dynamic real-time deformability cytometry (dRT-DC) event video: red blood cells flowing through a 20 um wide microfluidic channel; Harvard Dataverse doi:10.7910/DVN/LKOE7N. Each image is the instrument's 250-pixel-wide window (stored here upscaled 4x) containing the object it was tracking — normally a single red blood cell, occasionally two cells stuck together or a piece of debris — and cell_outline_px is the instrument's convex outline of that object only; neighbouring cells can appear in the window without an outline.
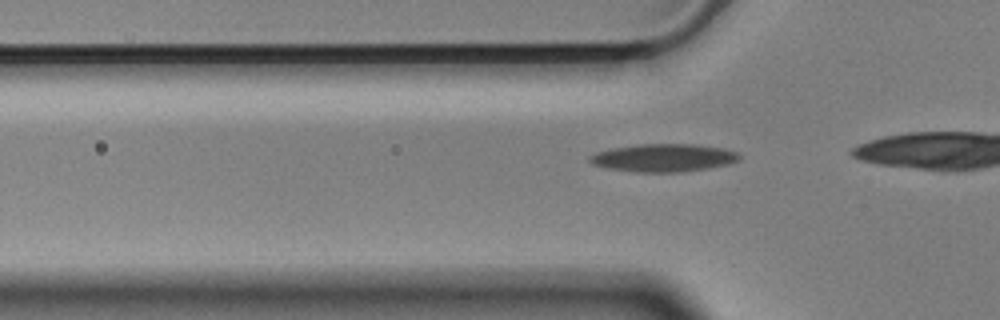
{"species": "Egyptian fruit bat (a non-hibernating species)", "species_latin": "Rousettus aegyptiacus", "temperature_condition": "cold", "stored_images_in_passage": 20, "camera_frame_rate_fps": 3000, "um_per_image_px": 0.085, "animal": {"sex": "male"}, "frame": {"image": 1, "passage_image": 14, "time_ms": 4.333, "image_size_px": [1000, 320], "cell_outline_px": [[740, 156], [736, 160], [728, 164], [704, 168], [676, 172], [636, 172], [612, 168], [592, 164], [588, 160], [588, 156], [596, 152], [612, 148], [636, 144], [692, 144], [720, 148], [736, 152]], "centroid_in_image_um": [56.33, 13.4], "position_along_channel_um": 69.5, "area_um2": 23.81}}
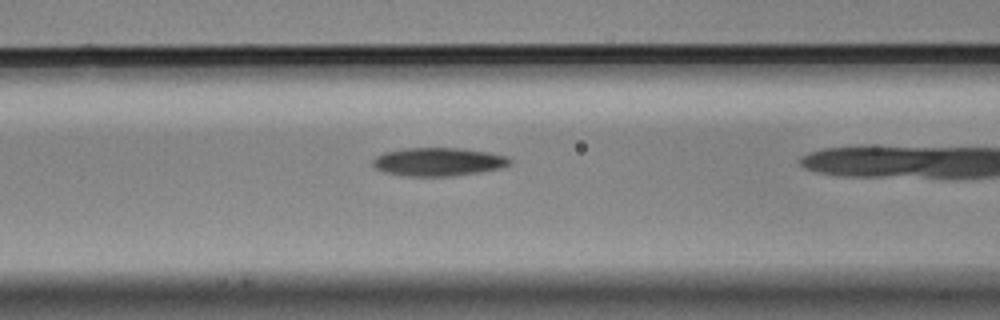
{"frame": {"image": 2, "passage_image": 19, "time_ms": 6.0, "image_size_px": [1000, 320], "cell_outline_px": [[512, 164], [500, 168], [452, 176], [404, 176], [384, 172], [376, 168], [372, 164], [372, 160], [376, 156], [384, 152], [408, 148], [460, 148], [488, 152], [508, 156], [512, 160]], "centroid_in_image_um": [37.26, 13.75], "position_along_channel_um": 129.3, "area_um2": 22.6}}